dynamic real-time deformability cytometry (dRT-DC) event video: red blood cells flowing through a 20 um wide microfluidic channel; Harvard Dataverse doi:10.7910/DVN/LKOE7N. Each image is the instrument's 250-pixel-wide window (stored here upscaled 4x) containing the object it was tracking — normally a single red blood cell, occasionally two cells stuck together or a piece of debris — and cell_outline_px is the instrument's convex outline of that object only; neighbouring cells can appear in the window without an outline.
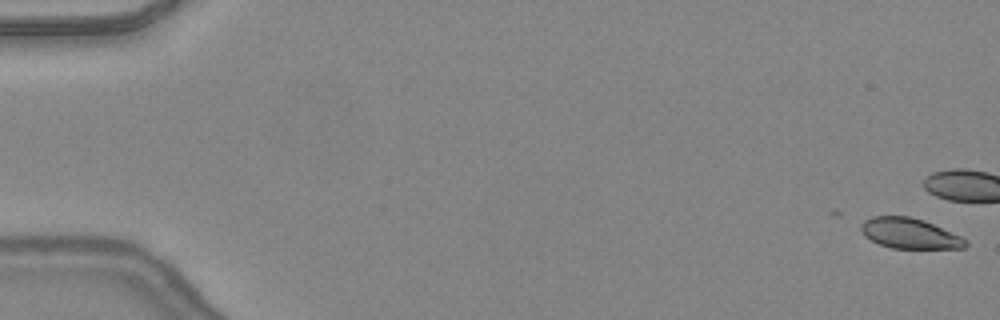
{"species": "common noctule bat (a hibernating species)", "species_latin": "Nyctalus noctula", "temperature_condition": "warm", "stored_images_in_passage": 12, "camera_frame_rate_fps": 3000, "um_per_image_px": 0.085, "animal": {"sex": "female", "body_mass_g": 24.6, "forearm_length_mm": 56.2}, "frame": {"image": 1, "passage_image": 1, "time_ms": 0.0, "image_size_px": [1000, 320], "cell_outline_px": [[968, 244], [964, 248], [892, 248], [880, 244], [864, 236], [860, 228], [860, 224], [864, 220], [872, 216], [908, 216], [924, 220], [960, 236], [968, 240]], "centroid_in_image_um": [77.3, 19.83], "position_along_channel_um": 7.7, "area_um2": 18.44}}